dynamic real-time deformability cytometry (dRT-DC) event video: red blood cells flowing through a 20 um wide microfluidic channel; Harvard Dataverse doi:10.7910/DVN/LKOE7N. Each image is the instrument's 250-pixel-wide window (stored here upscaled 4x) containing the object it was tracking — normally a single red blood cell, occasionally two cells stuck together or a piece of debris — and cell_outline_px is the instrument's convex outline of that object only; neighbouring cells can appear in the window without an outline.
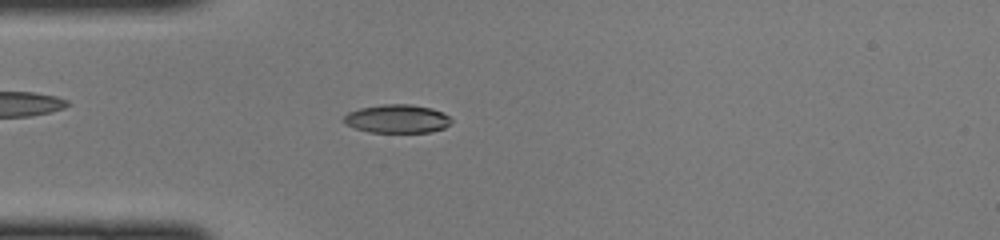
{"species": "common noctule bat (a hibernating species)", "species_latin": "Nyctalus noctula", "temperature_condition": "cold", "stored_images_in_passage": 37, "camera_frame_rate_fps": 3000, "um_per_image_px": 0.085, "animal": {"sex": "female", "body_mass_g": 22.0, "forearm_length_mm": 56.7}, "frame": {"image": 1, "passage_image": 3, "time_ms": 0.667, "image_size_px": [1000, 240], "cell_outline_px": [[452, 120], [444, 128], [432, 132], [368, 132], [344, 124], [344, 116], [348, 112], [360, 108], [384, 104], [408, 104], [432, 108], [444, 112]], "centroid_in_image_um": [33.76, 10.09], "position_along_channel_um": 51.2, "area_um2": 17.8}}
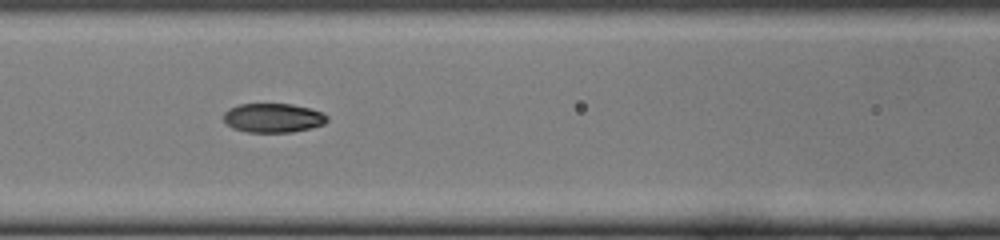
{"frame": {"image": 2, "passage_image": 10, "time_ms": 3.0, "image_size_px": [1000, 240], "cell_outline_px": [[328, 120], [324, 124], [312, 128], [292, 132], [248, 132], [232, 128], [224, 120], [224, 112], [228, 108], [240, 104], [292, 104], [312, 108], [324, 112], [328, 116]], "centroid_in_image_um": [23.26, 10.01], "position_along_channel_um": 143.3, "area_um2": 17.8}}
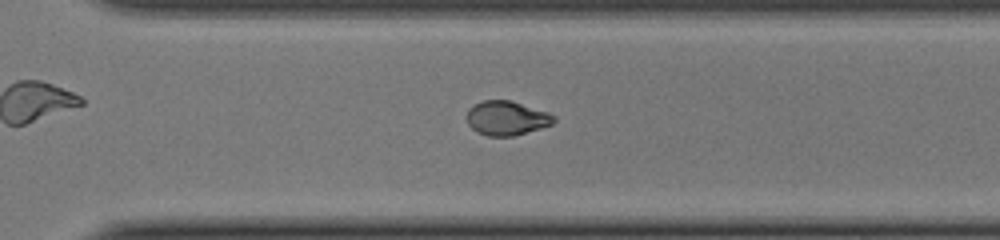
{"frame": {"image": 3, "passage_image": 23, "time_ms": 7.333, "image_size_px": [1000, 240], "cell_outline_px": [[556, 120], [552, 124], [540, 128], [512, 136], [488, 136], [476, 132], [468, 124], [468, 108], [472, 104], [484, 100], [512, 100], [548, 112], [556, 116]], "centroid_in_image_um": [43.06, 10.02], "position_along_channel_um": 327.5, "area_um2": 17.46}}